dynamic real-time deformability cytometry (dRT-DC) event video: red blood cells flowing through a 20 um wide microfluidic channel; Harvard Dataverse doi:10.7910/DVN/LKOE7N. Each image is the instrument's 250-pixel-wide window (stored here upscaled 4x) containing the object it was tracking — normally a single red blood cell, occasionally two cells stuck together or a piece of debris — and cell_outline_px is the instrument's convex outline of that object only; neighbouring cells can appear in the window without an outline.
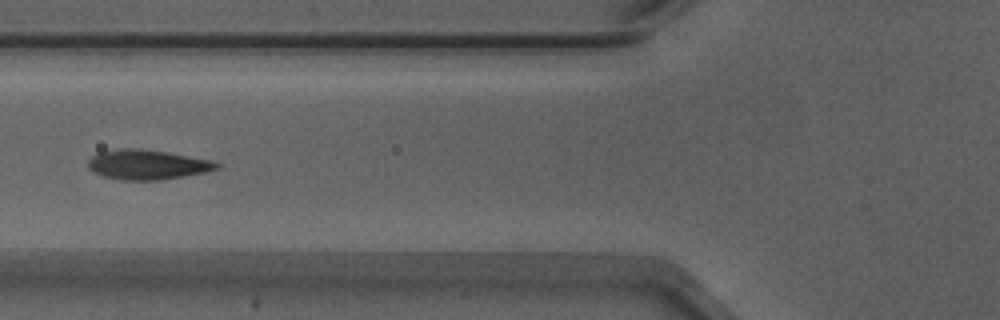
{"species": "Egyptian fruit bat (a non-hibernating species)", "species_latin": "Rousettus aegyptiacus", "temperature_condition": "warm", "stored_images_in_passage": 30, "camera_frame_rate_fps": 3000, "um_per_image_px": 0.085, "animal": {"sex": "male"}, "frame": {"image": 1, "passage_image": 6, "time_ms": 1.667, "image_size_px": [1000, 320], "cell_outline_px": [[220, 168], [204, 172], [184, 176], [160, 180], [120, 180], [100, 176], [92, 172], [88, 168], [88, 160], [92, 156], [100, 152], [120, 148], [136, 148], [168, 152], [208, 160], [220, 164]], "centroid_in_image_um": [12.45, 14.0], "position_along_channel_um": 113.3, "area_um2": 22.31}}
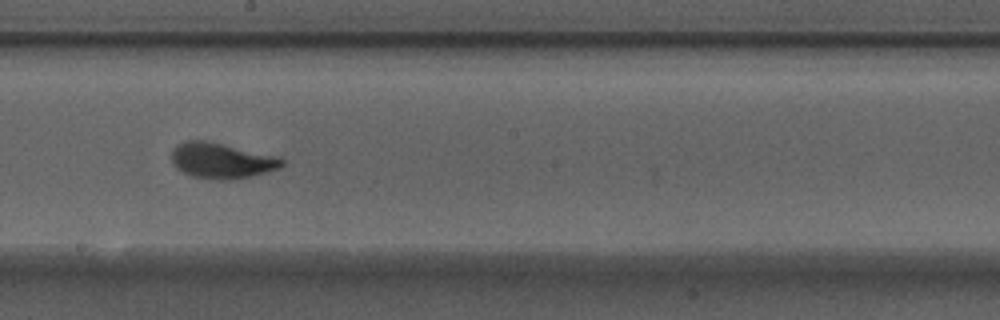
{"frame": {"image": 2, "passage_image": 15, "time_ms": 4.667, "image_size_px": [1000, 320], "cell_outline_px": [[284, 164], [280, 168], [252, 176], [232, 180], [208, 180], [192, 176], [176, 168], [172, 164], [172, 152], [180, 144], [188, 140], [204, 140], [272, 156], [284, 160]], "centroid_in_image_um": [18.8, 13.69], "position_along_channel_um": 229.4, "area_um2": 22.43}}
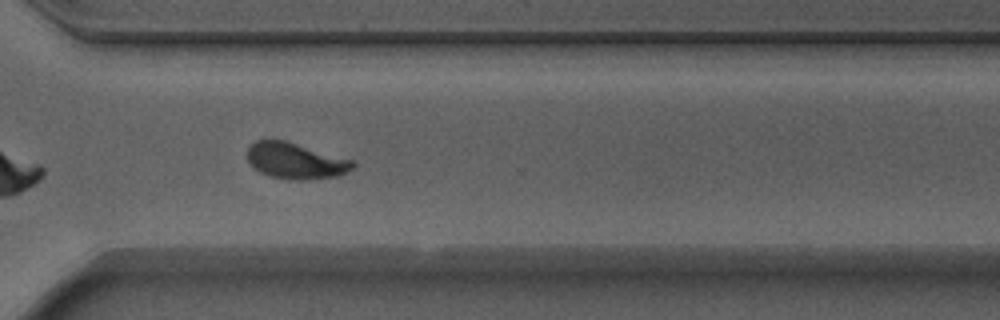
{"frame": {"image": 3, "passage_image": 24, "time_ms": 7.667, "image_size_px": [1000, 320], "cell_outline_px": [[356, 164], [352, 168], [340, 176], [308, 180], [300, 180], [268, 176], [260, 172], [248, 160], [248, 148], [256, 140], [284, 140], [352, 160]], "centroid_in_image_um": [25.14, 13.68], "position_along_channel_um": 345.5, "area_um2": 21.85}, "authors_computed_cell_mechanics": {"area_um2": 22.0218, "velocity_mm_per_s": 3.8746, "shape_relaxation_time_tau1_ms": 2.3238, "shape_relaxation_time_tau2_ms": null, "deformation_change_tau1": 0.1448, "deformation_change_tau2": null}}